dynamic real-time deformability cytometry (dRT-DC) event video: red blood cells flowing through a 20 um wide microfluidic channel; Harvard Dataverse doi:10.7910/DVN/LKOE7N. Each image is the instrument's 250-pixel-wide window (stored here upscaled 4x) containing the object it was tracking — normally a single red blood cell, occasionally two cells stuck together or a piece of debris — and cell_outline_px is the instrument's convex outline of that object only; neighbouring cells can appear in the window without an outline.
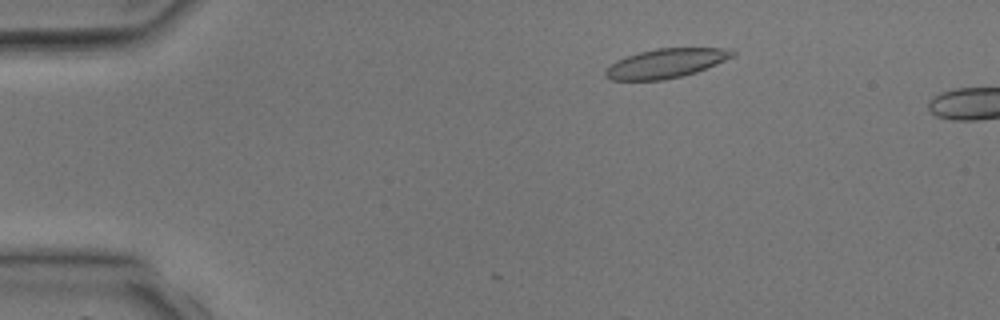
{"species": "common noctule bat (a hibernating species)", "species_latin": "Nyctalus noctula", "temperature_condition": "room temperature", "stored_images_in_passage": 4, "camera_frame_rate_fps": 3000, "um_per_image_px": 0.085, "animal": {"sex": "male", "body_mass_g": 17.9, "forearm_length_mm": 54.2}, "frame": {"image": 1, "passage_image": 2, "time_ms": 1.0, "image_size_px": [1000, 320], "cell_outline_px": [[736, 56], [696, 72], [664, 80], [612, 80], [604, 76], [604, 68], [616, 60], [640, 52], [656, 48], [720, 48], [736, 52]], "centroid_in_image_um": [56.56, 5.38], "position_along_channel_um": 28.4, "area_um2": 21.62}}